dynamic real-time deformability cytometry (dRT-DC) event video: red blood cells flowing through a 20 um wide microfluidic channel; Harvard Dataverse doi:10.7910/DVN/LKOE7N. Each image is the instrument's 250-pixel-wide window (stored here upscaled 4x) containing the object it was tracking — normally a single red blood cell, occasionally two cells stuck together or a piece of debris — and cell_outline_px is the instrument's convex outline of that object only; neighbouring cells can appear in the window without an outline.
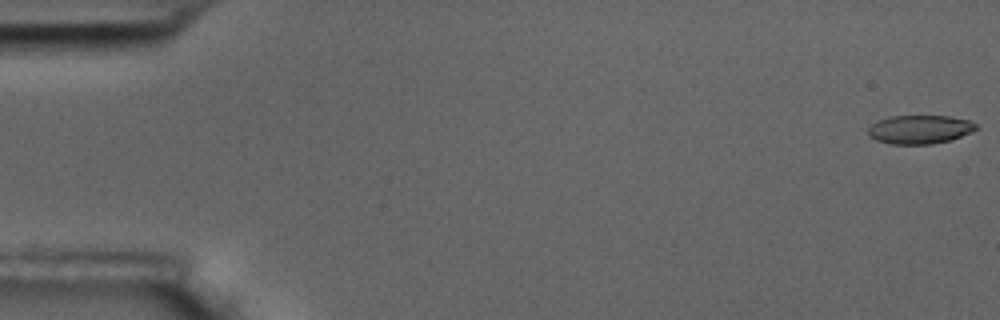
{"species": "common noctule bat (a hibernating species)", "species_latin": "Nyctalus noctula", "temperature_condition": "room temperature", "stored_images_in_passage": 15, "camera_frame_rate_fps": 3000, "um_per_image_px": 0.085, "animal": {"sex": "male", "body_mass_g": 17.5, "forearm_length_mm": 52.3}, "frame": {"image": 1, "passage_image": 1, "time_ms": 0.0, "image_size_px": [1000, 320], "cell_outline_px": [[980, 128], [972, 132], [952, 140], [932, 144], [888, 144], [876, 140], [868, 136], [868, 128], [872, 124], [888, 116], [948, 116], [968, 120], [976, 124]], "centroid_in_image_um": [78.19, 11.01], "position_along_channel_um": 6.8, "area_um2": 18.21}}
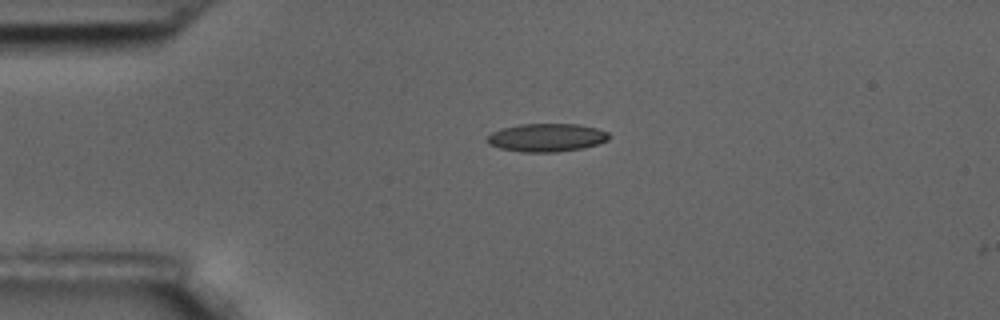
{"frame": {"image": 2, "passage_image": 14, "time_ms": 4.333, "image_size_px": [1000, 320], "cell_outline_px": [[612, 136], [608, 140], [600, 144], [584, 148], [556, 152], [520, 152], [500, 148], [488, 144], [484, 140], [492, 132], [500, 128], [520, 124], [580, 124], [596, 128], [608, 132]], "centroid_in_image_um": [46.47, 11.69], "position_along_channel_um": 38.5, "area_um2": 20.35}}